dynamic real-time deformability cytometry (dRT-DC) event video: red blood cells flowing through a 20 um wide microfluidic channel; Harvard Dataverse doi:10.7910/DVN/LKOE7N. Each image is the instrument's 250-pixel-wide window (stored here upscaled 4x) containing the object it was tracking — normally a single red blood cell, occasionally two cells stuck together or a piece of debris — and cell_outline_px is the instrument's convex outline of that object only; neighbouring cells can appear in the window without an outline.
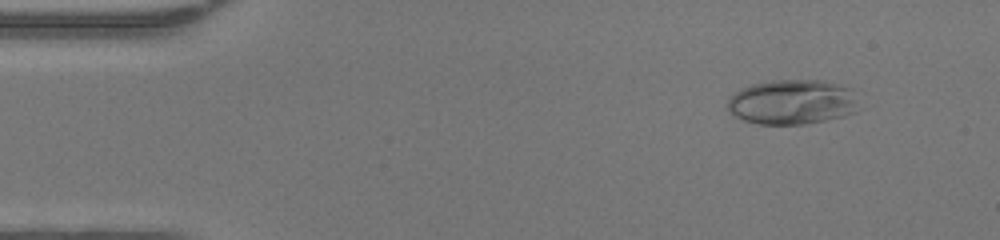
{"species": "human", "species_latin": "Homo sapiens", "temperature_condition": "warm", "stored_images_in_passage": 47, "camera_frame_rate_fps": 3000, "um_per_image_px": 0.085, "donor": {"sex": "female"}, "frame": {"image": 1, "passage_image": 5, "time_ms": 1.333, "image_size_px": [1000, 240], "cell_outline_px": [[856, 112], [844, 116], [804, 124], [760, 124], [744, 120], [732, 116], [728, 112], [728, 100], [736, 92], [752, 84], [772, 80], [824, 80], [852, 88]], "centroid_in_image_um": [67.31, 8.67], "position_along_channel_um": 17.7, "area_um2": 34.1}}
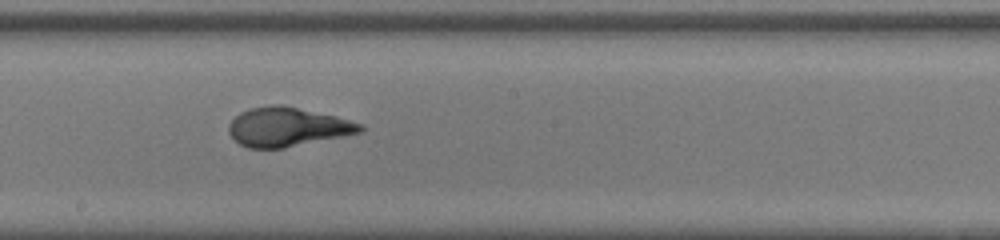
{"frame": {"image": 2, "passage_image": 26, "time_ms": 8.333, "image_size_px": [1000, 240], "cell_outline_px": [[364, 132], [284, 148], [248, 148], [240, 144], [228, 132], [228, 124], [240, 112], [252, 108], [272, 104], [280, 104], [336, 116], [364, 124]], "centroid_in_image_um": [24.46, 10.79], "position_along_channel_um": 223.7, "area_um2": 29.94}}
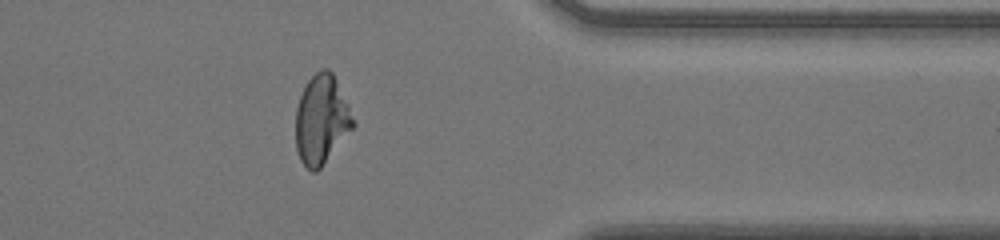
{"frame": {"image": 3, "passage_image": 38, "time_ms": 12.333, "image_size_px": [1000, 240], "cell_outline_px": [[356, 124], [320, 168], [316, 172], [312, 172], [300, 160], [296, 148], [296, 108], [300, 96], [308, 80], [320, 68], [328, 68], [332, 72], [348, 104]], "centroid_in_image_um": [27.32, 10.16], "position_along_channel_um": 384.1, "area_um2": 29.54}, "authors_computed_cell_mechanics": {"area_um2": 30.2294, "velocity_mm_per_s": 4.3944, "shape_relaxation_time_tau1_ms": 6.2027, "shape_relaxation_time_tau2_ms": null, "deformation_change_tau1": 0.2956, "deformation_change_tau2": null}}